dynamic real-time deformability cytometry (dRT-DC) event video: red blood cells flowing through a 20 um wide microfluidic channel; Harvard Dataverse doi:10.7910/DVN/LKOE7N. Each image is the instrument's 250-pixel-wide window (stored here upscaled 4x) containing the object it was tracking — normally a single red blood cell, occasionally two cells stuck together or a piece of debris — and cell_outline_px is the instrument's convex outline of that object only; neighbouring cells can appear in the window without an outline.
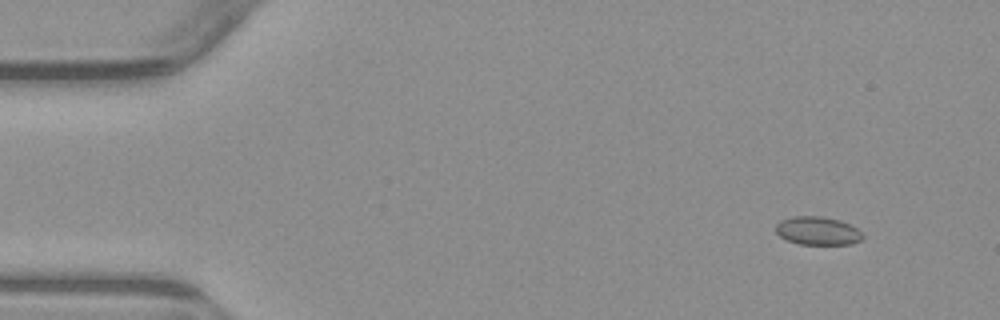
{"species": "common noctule bat (a hibernating species)", "species_latin": "Nyctalus noctula", "temperature_condition": "warm", "stored_images_in_passage": 4, "camera_frame_rate_fps": 3000, "um_per_image_px": 0.085, "animal": {"sex": "male", "body_mass_g": 23.1, "forearm_length_mm": 52.7}, "frame": {"image": 1, "passage_image": 2, "time_ms": 1.0, "image_size_px": [1000, 320], "cell_outline_px": [[864, 236], [860, 240], [852, 244], [800, 244], [788, 240], [780, 236], [776, 232], [776, 224], [780, 220], [792, 216], [820, 216], [840, 220], [856, 228]], "centroid_in_image_um": [69.48, 19.61], "position_along_channel_um": 15.5, "area_um2": 14.22}}
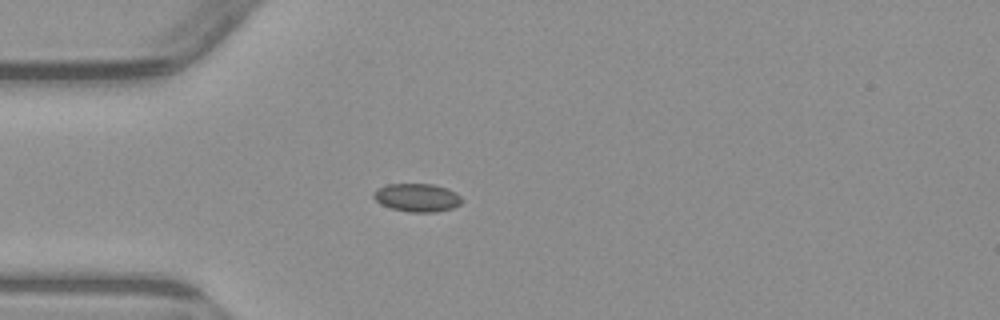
{"frame": {"image": 2, "passage_image": 4, "time_ms": 4.333, "image_size_px": [1000, 320], "cell_outline_px": [[464, 200], [460, 204], [452, 208], [436, 212], [408, 212], [392, 208], [380, 204], [372, 196], [372, 192], [376, 188], [388, 184], [432, 184], [448, 188], [456, 192]], "centroid_in_image_um": [35.45, 16.79], "position_along_channel_um": 49.6, "area_um2": 14.68}}